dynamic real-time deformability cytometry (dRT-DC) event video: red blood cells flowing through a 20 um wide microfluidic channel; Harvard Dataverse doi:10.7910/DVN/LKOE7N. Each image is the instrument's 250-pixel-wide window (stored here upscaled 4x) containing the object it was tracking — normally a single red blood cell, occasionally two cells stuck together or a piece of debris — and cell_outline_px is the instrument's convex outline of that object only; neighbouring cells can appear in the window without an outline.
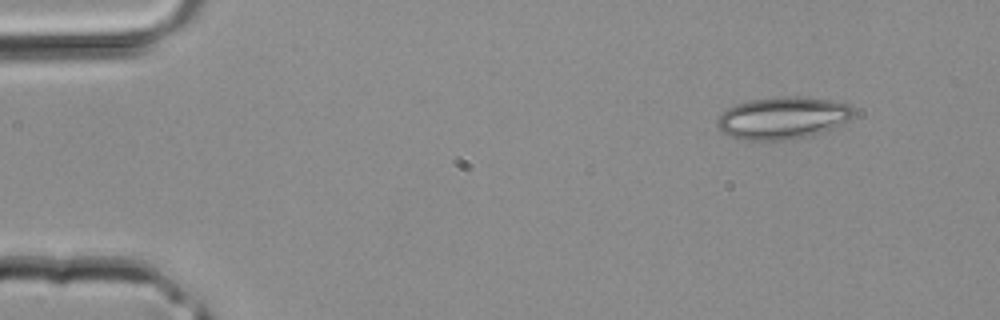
{"species": "common noctule bat (a hibernating species)", "species_latin": "Nyctalus noctula", "temperature_condition": "room temperature", "stored_images_in_passage": 36, "camera_frame_rate_fps": 3000, "um_per_image_px": 0.085, "animal": {"sex": "male", "body_mass_g": 20.4}, "frame": {"image": 1, "passage_image": 1, "time_ms": 0.0, "image_size_px": [1000, 320], "cell_outline_px": [[856, 116], [832, 128], [808, 136], [792, 140], [744, 140], [720, 132], [716, 124], [716, 120], [720, 112], [736, 104], [752, 100], [784, 96], [796, 96], [828, 100], [848, 104], [856, 112]], "centroid_in_image_um": [66.51, 10.03], "position_along_channel_um": 18.5, "area_um2": 33.58}}
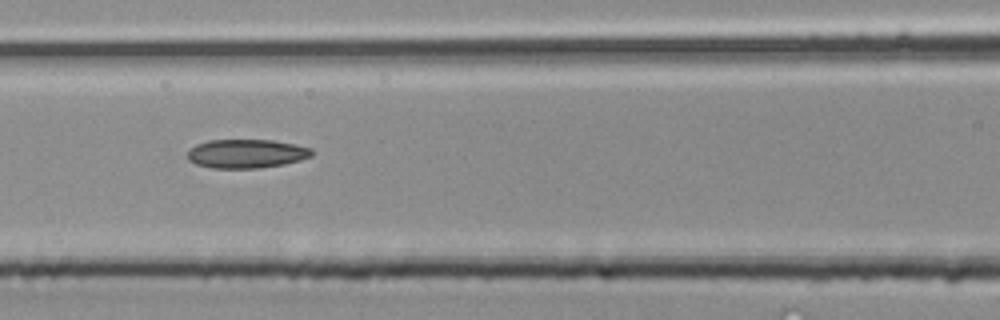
{"frame": {"image": 2, "passage_image": 14, "time_ms": 4.333, "image_size_px": [1000, 320], "cell_outline_px": [[312, 156], [300, 160], [284, 164], [260, 168], [212, 168], [196, 164], [188, 160], [188, 152], [196, 144], [208, 140], [272, 140], [296, 144], [312, 148]], "centroid_in_image_um": [20.96, 13.06], "position_along_channel_um": 145.6, "area_um2": 20.92}}
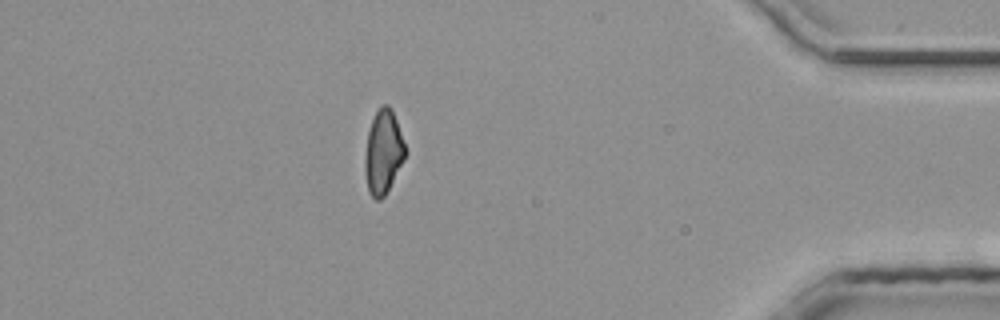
{"frame": {"image": 3, "passage_image": 31, "time_ms": 10.0, "image_size_px": [1000, 320], "cell_outline_px": [[408, 152], [404, 160], [384, 196], [380, 200], [376, 200], [368, 192], [364, 168], [364, 160], [368, 132], [372, 120], [376, 112], [384, 104], [388, 104], [392, 108]], "centroid_in_image_um": [32.58, 12.93], "position_along_channel_um": 402.6, "area_um2": 19.71}}